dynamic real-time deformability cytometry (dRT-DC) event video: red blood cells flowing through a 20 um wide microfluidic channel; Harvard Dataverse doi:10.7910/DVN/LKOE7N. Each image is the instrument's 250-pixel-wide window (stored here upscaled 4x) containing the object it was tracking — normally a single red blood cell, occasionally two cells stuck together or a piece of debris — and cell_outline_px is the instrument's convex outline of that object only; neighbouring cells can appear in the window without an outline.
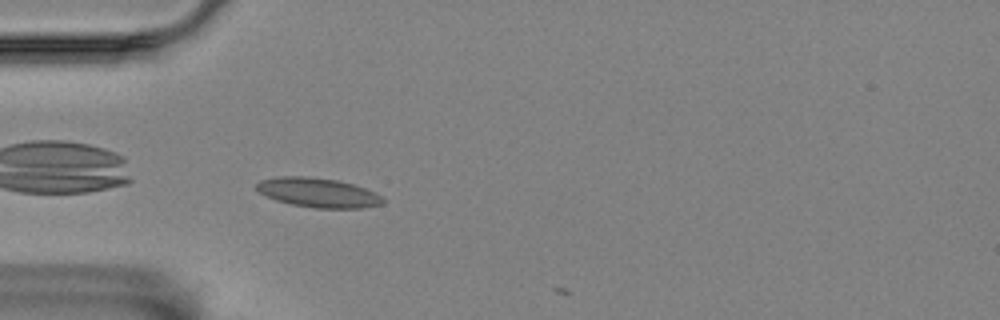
{"species": "Egyptian fruit bat (a non-hibernating species)", "species_latin": "Rousettus aegyptiacus", "temperature_condition": "room temperature", "stored_images_in_passage": 2, "camera_frame_rate_fps": 3000, "um_per_image_px": 0.085, "animal": {"sex": "female"}, "frame": {"image": 1, "passage_image": 1, "time_ms": 0.0, "image_size_px": [1000, 320], "cell_outline_px": [[384, 204], [364, 208], [316, 208], [292, 204], [276, 200], [260, 192], [256, 188], [256, 184], [260, 180], [280, 176], [308, 176], [340, 180], [376, 192], [384, 196]], "centroid_in_image_um": [27.09, 16.37], "position_along_channel_um": 57.9, "area_um2": 21.79}}